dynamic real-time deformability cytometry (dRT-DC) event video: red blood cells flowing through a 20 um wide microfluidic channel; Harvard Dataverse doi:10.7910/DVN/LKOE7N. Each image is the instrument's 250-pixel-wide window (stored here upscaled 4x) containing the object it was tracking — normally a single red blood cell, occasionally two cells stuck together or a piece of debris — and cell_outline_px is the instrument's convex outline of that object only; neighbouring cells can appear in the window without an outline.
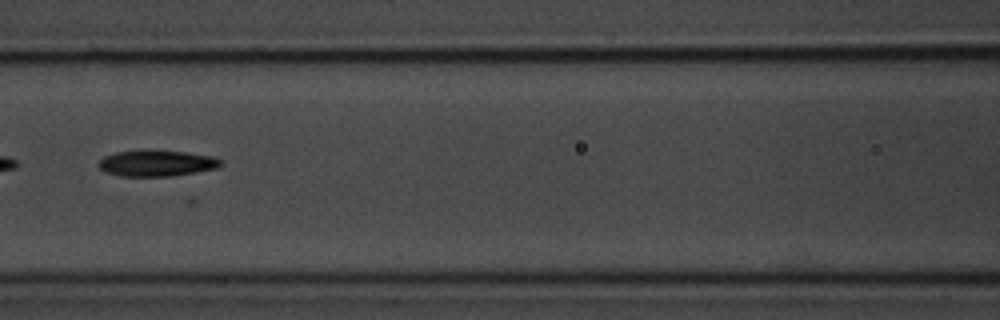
{"species": "common noctule bat (a hibernating species)", "species_latin": "Nyctalus noctula", "temperature_condition": "room temperature", "stored_images_in_passage": 9, "camera_frame_rate_fps": 3000, "um_per_image_px": 0.085, "animal": {"sex": "male", "body_mass_g": 20.1, "forearm_length_mm": 53.5}, "frame": {"image": 1, "passage_image": 7, "time_ms": 7.667, "image_size_px": [1000, 320], "cell_outline_px": [[224, 164], [216, 168], [196, 172], [172, 176], [120, 176], [104, 172], [96, 164], [104, 156], [116, 152], [184, 152], [212, 156], [224, 160]], "centroid_in_image_um": [13.34, 13.91], "position_along_channel_um": 153.3, "area_um2": 18.15}}
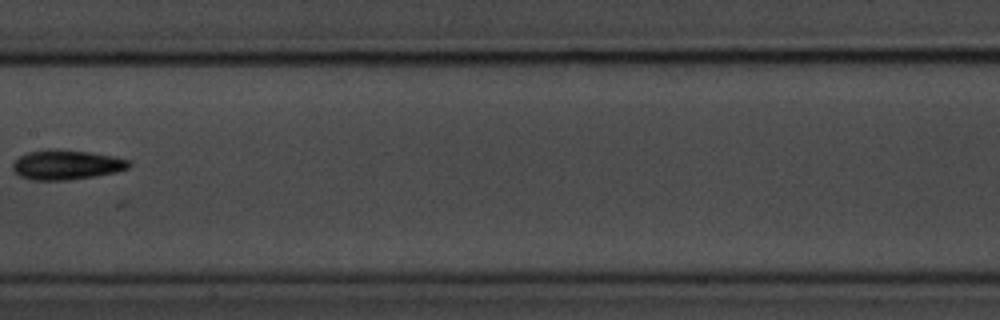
{"frame": {"image": 2, "passage_image": 8, "time_ms": 9.0, "image_size_px": [1000, 320], "cell_outline_px": [[132, 164], [128, 168], [116, 172], [96, 176], [68, 180], [32, 180], [20, 176], [12, 168], [12, 164], [20, 156], [28, 152], [48, 148], [56, 148], [88, 152], [112, 156], [128, 160]], "centroid_in_image_um": [5.64, 14.0], "position_along_channel_um": 201.8, "area_um2": 20.17}}